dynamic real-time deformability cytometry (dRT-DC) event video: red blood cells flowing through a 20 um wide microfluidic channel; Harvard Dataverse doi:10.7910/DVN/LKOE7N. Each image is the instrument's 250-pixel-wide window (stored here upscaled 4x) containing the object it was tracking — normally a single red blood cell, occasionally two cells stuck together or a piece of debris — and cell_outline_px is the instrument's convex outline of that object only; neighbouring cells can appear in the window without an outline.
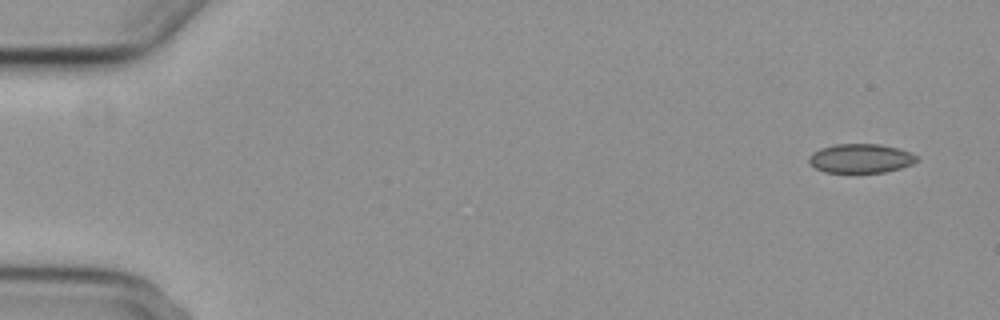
{"species": "common noctule bat (a hibernating species)", "species_latin": "Nyctalus noctula", "temperature_condition": "cold", "stored_images_in_passage": 6, "segment_of_instrument_passage": [2, 2], "camera_frame_rate_fps": 3000, "um_per_image_px": 0.085, "animal": {"sex": "female", "body_mass_g": 29.2, "forearm_length_mm": 56.3}, "frame": {"image": 1, "passage_image": 6, "time_ms": 6.667, "image_size_px": [1000, 320], "cell_outline_px": [[920, 160], [912, 164], [900, 168], [884, 172], [824, 172], [816, 168], [808, 160], [808, 156], [812, 152], [820, 148], [836, 144], [880, 144], [896, 148], [908, 152], [916, 156]], "centroid_in_image_um": [73.14, 13.46], "position_along_channel_um": 11.9, "area_um2": 18.15}}